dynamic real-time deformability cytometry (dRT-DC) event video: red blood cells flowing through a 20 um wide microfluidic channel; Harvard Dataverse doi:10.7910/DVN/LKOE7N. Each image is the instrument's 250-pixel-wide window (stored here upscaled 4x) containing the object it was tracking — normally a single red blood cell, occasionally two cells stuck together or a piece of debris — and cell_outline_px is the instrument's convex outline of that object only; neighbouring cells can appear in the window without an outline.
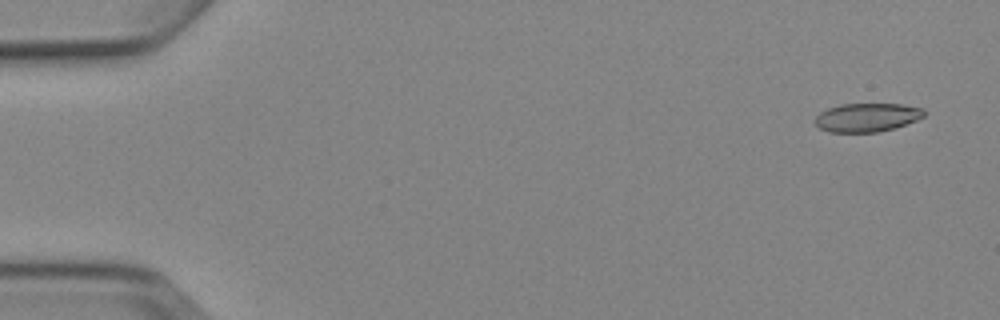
{"species": "Egyptian fruit bat (a non-hibernating species)", "species_latin": "Rousettus aegyptiacus", "temperature_condition": "cold", "stored_images_in_passage": 6, "camera_frame_rate_fps": 3000, "um_per_image_px": 0.085, "animal": {"sex": "female"}, "frame": {"image": 1, "passage_image": 1, "time_ms": 0.0, "image_size_px": [1000, 320], "cell_outline_px": [[924, 116], [916, 120], [896, 128], [876, 132], [828, 132], [820, 128], [816, 124], [816, 116], [820, 112], [828, 108], [840, 104], [900, 104], [924, 108]], "centroid_in_image_um": [73.7, 9.98], "position_along_channel_um": 11.3, "area_um2": 18.15}}
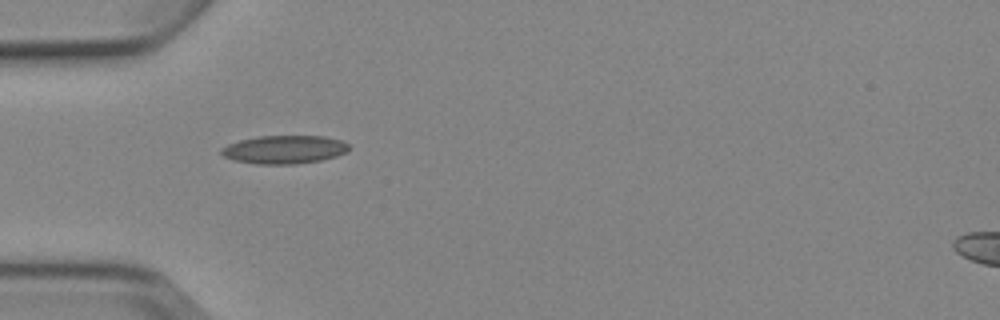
{"frame": {"image": 2, "passage_image": 5, "time_ms": 4.667, "image_size_px": [1000, 320], "cell_outline_px": [[348, 152], [336, 156], [320, 160], [296, 164], [256, 164], [232, 160], [224, 156], [220, 152], [220, 148], [228, 144], [240, 140], [260, 136], [324, 136], [344, 140], [348, 144]], "centroid_in_image_um": [24.17, 12.71], "position_along_channel_um": 60.8, "area_um2": 21.15}}
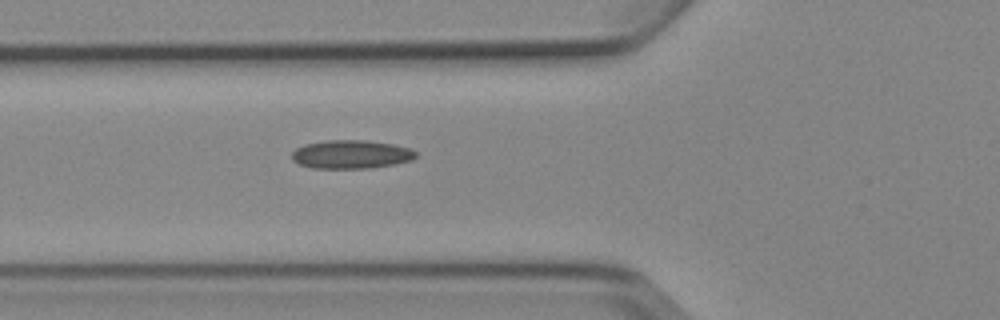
{"frame": {"image": 3, "passage_image": 6, "time_ms": 5.667, "image_size_px": [1000, 320], "cell_outline_px": [[416, 156], [412, 160], [392, 164], [368, 168], [312, 168], [300, 164], [292, 160], [292, 152], [296, 148], [304, 144], [328, 140], [364, 140], [392, 144], [408, 148], [416, 152]], "centroid_in_image_um": [29.81, 13.12], "position_along_channel_um": 96.0, "area_um2": 20.4}}